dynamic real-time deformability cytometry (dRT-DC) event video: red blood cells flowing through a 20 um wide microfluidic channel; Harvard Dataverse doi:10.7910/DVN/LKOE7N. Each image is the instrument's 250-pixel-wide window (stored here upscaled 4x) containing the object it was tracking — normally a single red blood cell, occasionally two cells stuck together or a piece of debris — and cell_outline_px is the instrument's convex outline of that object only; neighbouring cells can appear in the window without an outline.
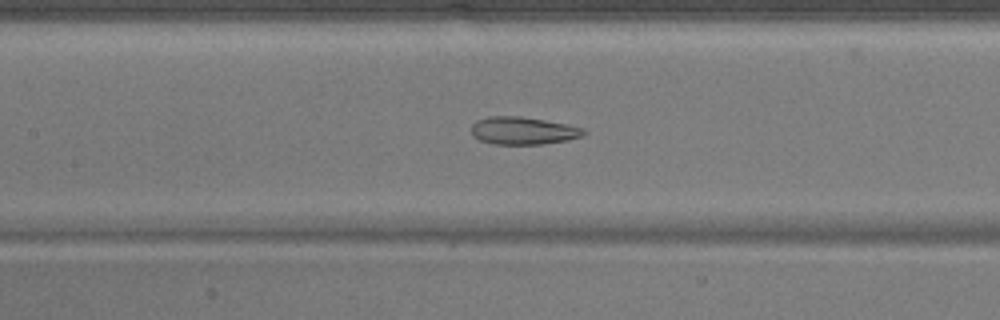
{"species": "common noctule bat (a hibernating species)", "species_latin": "Nyctalus noctula", "temperature_condition": "warm", "stored_images_in_passage": 46, "camera_frame_rate_fps": 3000, "um_per_image_px": 0.085, "animal": {"sex": "male", "body_mass_g": 17.9}, "frame": {"image": 1, "passage_image": 24, "time_ms": 7.667, "image_size_px": [1000, 320], "cell_outline_px": [[588, 132], [584, 136], [568, 140], [544, 144], [492, 144], [480, 140], [472, 132], [472, 124], [476, 120], [488, 116], [520, 116], [568, 124], [584, 128]], "centroid_in_image_um": [44.52, 11.1], "position_along_channel_um": 162.9, "area_um2": 18.21}}
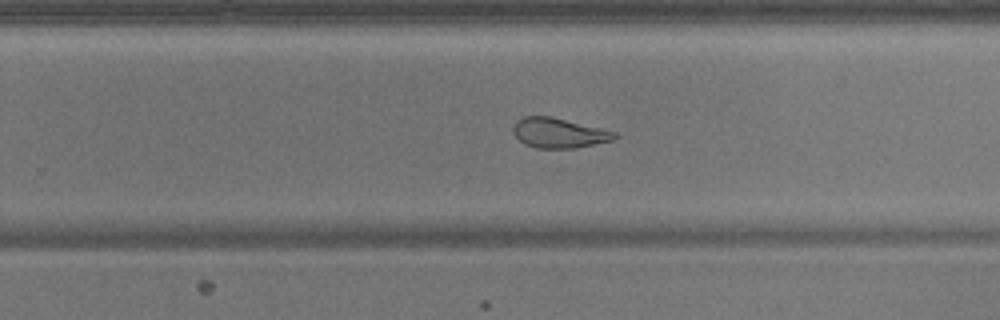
{"frame": {"image": 2, "passage_image": 33, "time_ms": 10.667, "image_size_px": [1000, 320], "cell_outline_px": [[620, 136], [612, 140], [576, 148], [536, 148], [524, 144], [512, 132], [512, 128], [516, 120], [524, 116], [552, 116], [616, 132]], "centroid_in_image_um": [47.48, 11.3], "position_along_channel_um": 282.3, "area_um2": 17.74}}
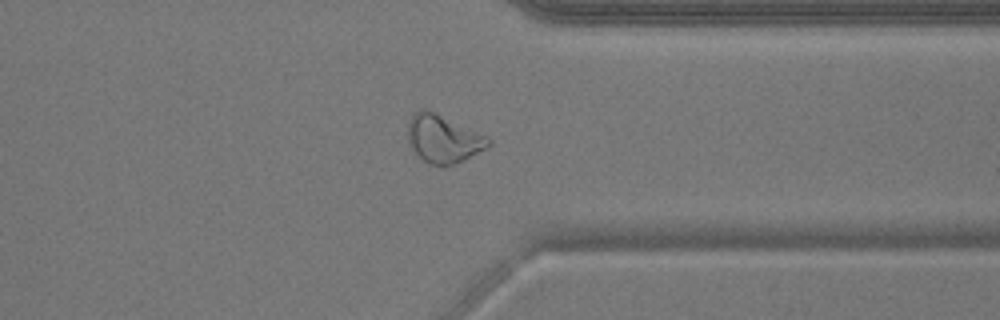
{"frame": {"image": 3, "passage_image": 40, "time_ms": 13.0, "image_size_px": [1000, 320], "cell_outline_px": [[492, 144], [464, 160], [452, 164], [428, 164], [412, 148], [408, 136], [408, 124], [412, 116], [420, 108], [432, 112], [488, 136], [492, 140]], "centroid_in_image_um": [37.7, 11.8], "position_along_channel_um": 373.7, "area_um2": 21.73}}